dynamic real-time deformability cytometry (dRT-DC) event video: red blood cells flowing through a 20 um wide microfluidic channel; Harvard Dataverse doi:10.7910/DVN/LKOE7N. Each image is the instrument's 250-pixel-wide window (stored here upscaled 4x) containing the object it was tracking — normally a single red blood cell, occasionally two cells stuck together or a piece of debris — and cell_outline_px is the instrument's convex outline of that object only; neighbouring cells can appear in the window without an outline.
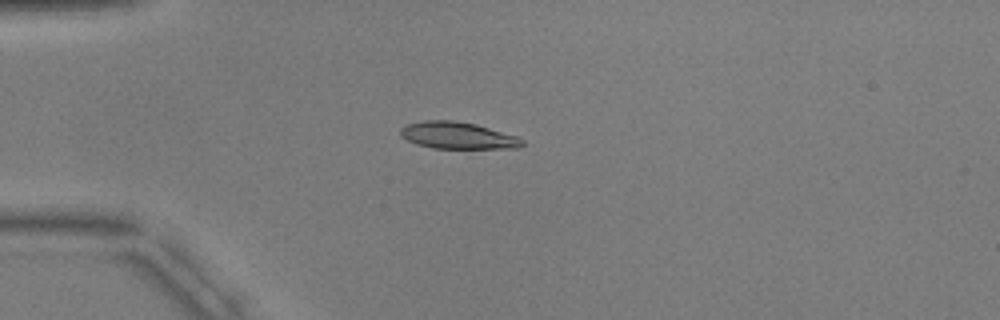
{"species": "common noctule bat (a hibernating species)", "species_latin": "Nyctalus noctula", "temperature_condition": "warm", "stored_images_in_passage": 7, "camera_frame_rate_fps": 3000, "um_per_image_px": 0.085, "animal": {"sex": "male", "body_mass_g": 17.9, "forearm_length_mm": 54.2}, "frame": {"image": 1, "passage_image": 3, "time_ms": 2.667, "image_size_px": [1000, 320], "cell_outline_px": [[524, 144], [520, 148], [432, 148], [416, 144], [400, 136], [400, 128], [408, 124], [424, 120], [452, 120], [476, 124], [516, 136], [524, 140]], "centroid_in_image_um": [38.9, 11.51], "position_along_channel_um": 46.1, "area_um2": 19.02}}
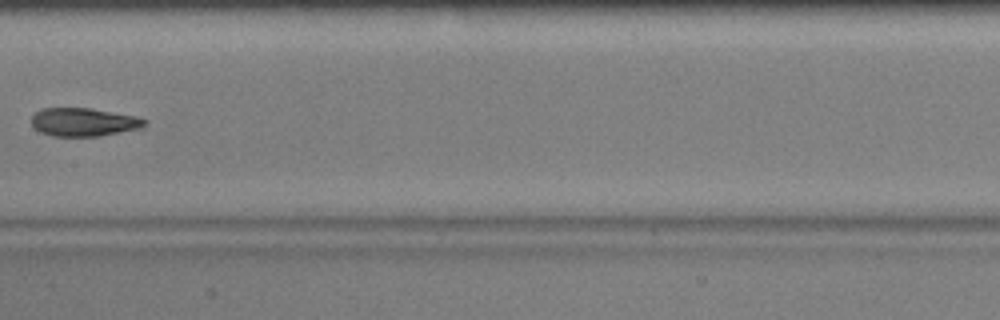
{"frame": {"image": 2, "passage_image": 7, "time_ms": 7.333, "image_size_px": [1000, 320], "cell_outline_px": [[148, 120], [144, 128], [100, 136], [52, 136], [40, 132], [32, 128], [32, 116], [40, 108], [88, 108], [136, 116]], "centroid_in_image_um": [7.12, 10.38], "position_along_channel_um": 200.3, "area_um2": 18.84}}